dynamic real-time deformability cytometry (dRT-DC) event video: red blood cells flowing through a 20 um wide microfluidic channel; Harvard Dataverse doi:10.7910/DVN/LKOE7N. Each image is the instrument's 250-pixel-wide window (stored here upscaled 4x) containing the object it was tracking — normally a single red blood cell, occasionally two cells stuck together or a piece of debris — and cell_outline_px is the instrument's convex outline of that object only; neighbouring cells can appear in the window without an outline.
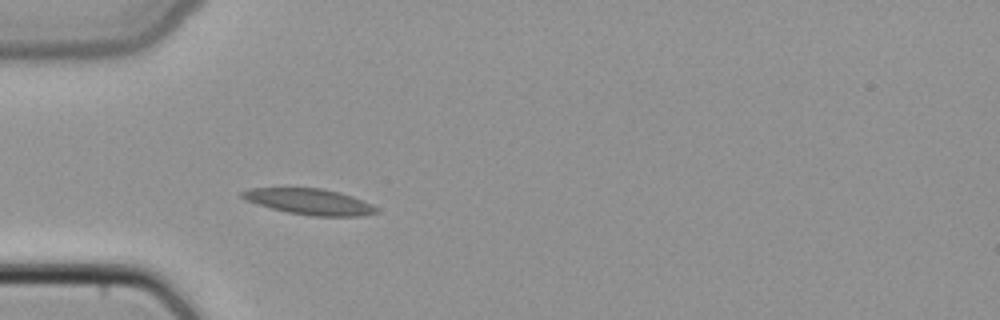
{"species": "common noctule bat (a hibernating species)", "species_latin": "Nyctalus noctula", "temperature_condition": "cold", "stored_images_in_passage": 35, "camera_frame_rate_fps": 3000, "um_per_image_px": 0.085, "animal": {"sex": "female", "body_mass_g": 22.7, "forearm_length_mm": 54.2}, "frame": {"image": 1, "passage_image": 1, "time_ms": 0.0, "image_size_px": [1000, 320], "cell_outline_px": [[376, 212], [360, 216], [312, 216], [288, 212], [272, 208], [244, 200], [240, 196], [240, 192], [252, 188], [324, 188], [340, 192], [352, 196], [376, 208]], "centroid_in_image_um": [26.24, 17.13], "position_along_channel_um": 58.8, "area_um2": 19.94}}
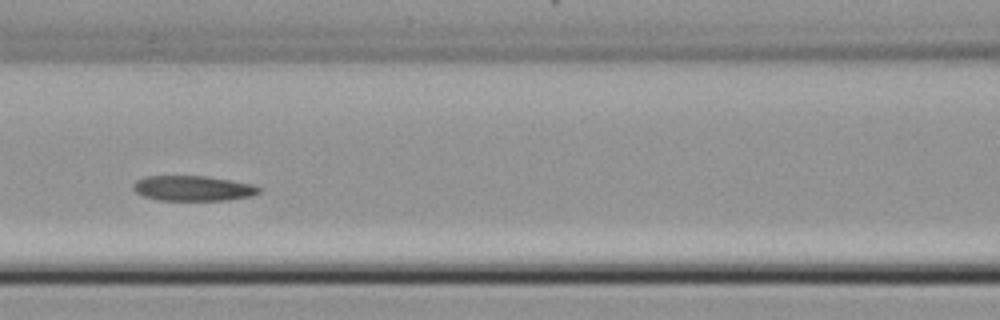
{"frame": {"image": 2, "passage_image": 8, "time_ms": 2.333, "image_size_px": [1000, 320], "cell_outline_px": [[260, 192], [252, 196], [228, 200], [160, 200], [144, 196], [136, 192], [132, 188], [132, 184], [136, 180], [144, 176], [208, 176], [252, 184], [260, 188]], "centroid_in_image_um": [16.39, 16.0], "position_along_channel_um": 150.2, "area_um2": 18.5}}
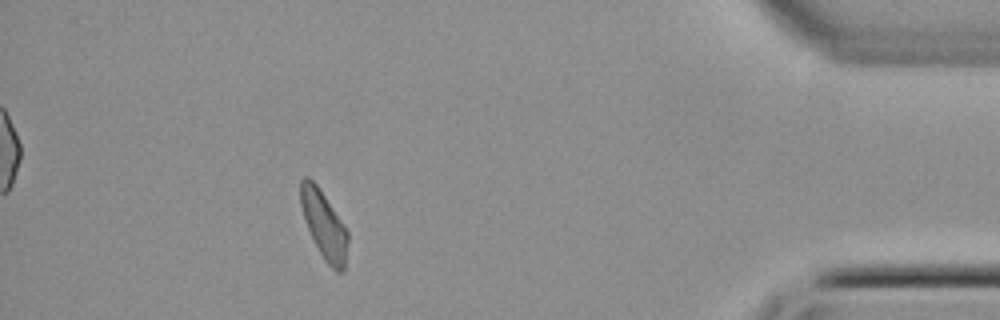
{"frame": {"image": 3, "passage_image": 30, "time_ms": 9.667, "image_size_px": [1000, 320], "cell_outline_px": [[348, 240], [344, 272], [336, 272], [324, 260], [304, 220], [300, 204], [300, 180], [304, 176], [308, 176], [316, 184], [344, 224], [348, 232]], "centroid_in_image_um": [27.54, 19.11], "position_along_channel_um": 407.7, "area_um2": 18.5}}